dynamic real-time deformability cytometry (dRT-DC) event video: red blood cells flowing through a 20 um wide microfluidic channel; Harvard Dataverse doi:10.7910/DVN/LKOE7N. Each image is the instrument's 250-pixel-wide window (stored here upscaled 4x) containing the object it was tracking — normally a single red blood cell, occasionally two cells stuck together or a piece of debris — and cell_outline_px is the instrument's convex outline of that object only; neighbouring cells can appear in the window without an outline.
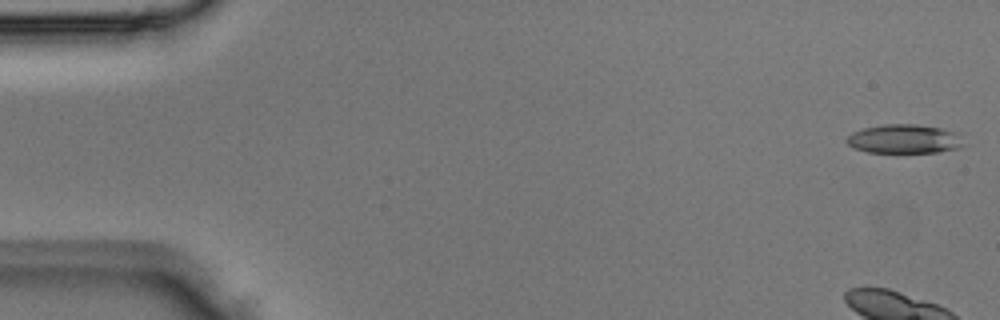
{"species": "Egyptian fruit bat (a non-hibernating species)", "species_latin": "Rousettus aegyptiacus", "temperature_condition": "room temperature", "stored_images_in_passage": 4, "segment_of_instrument_passage": [2, 2], "camera_frame_rate_fps": 3000, "um_per_image_px": 0.085, "animal": {"sex": "male"}, "frame": {"image": 1, "passage_image": 4, "time_ms": 1.0, "image_size_px": [1000, 320], "cell_outline_px": [[968, 144], [960, 148], [936, 152], [868, 152], [852, 148], [844, 140], [852, 132], [864, 128], [884, 124], [916, 124], [940, 128], [960, 132]], "centroid_in_image_um": [76.94, 11.81], "position_along_channel_um": 8.1, "area_um2": 20.17}}